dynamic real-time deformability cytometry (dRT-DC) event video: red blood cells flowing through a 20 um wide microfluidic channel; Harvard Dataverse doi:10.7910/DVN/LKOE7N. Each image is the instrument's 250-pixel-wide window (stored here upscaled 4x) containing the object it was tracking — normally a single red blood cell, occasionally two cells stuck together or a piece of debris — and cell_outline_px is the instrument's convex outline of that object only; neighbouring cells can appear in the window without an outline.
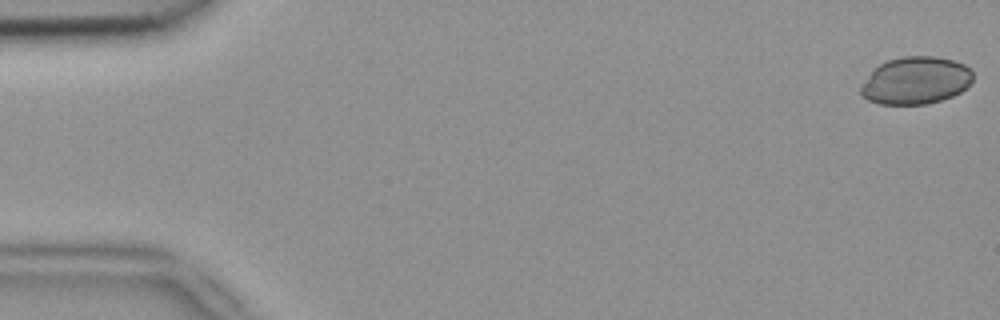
{"species": "common noctule bat (a hibernating species)", "species_latin": "Nyctalus noctula", "temperature_condition": "room temperature", "stored_images_in_passage": 3, "camera_frame_rate_fps": 3000, "um_per_image_px": 0.085, "animal": {"sex": "female", "body_mass_g": 18.4}, "frame": {"image": 1, "passage_image": 1, "time_ms": 0.0, "image_size_px": [1000, 320], "cell_outline_px": [[972, 80], [968, 88], [952, 96], [928, 104], [880, 104], [868, 100], [860, 96], [860, 84], [880, 64], [888, 60], [904, 56], [936, 56], [952, 60], [964, 64], [972, 72]], "centroid_in_image_um": [77.83, 6.85], "position_along_channel_um": 7.2, "area_um2": 31.04}}